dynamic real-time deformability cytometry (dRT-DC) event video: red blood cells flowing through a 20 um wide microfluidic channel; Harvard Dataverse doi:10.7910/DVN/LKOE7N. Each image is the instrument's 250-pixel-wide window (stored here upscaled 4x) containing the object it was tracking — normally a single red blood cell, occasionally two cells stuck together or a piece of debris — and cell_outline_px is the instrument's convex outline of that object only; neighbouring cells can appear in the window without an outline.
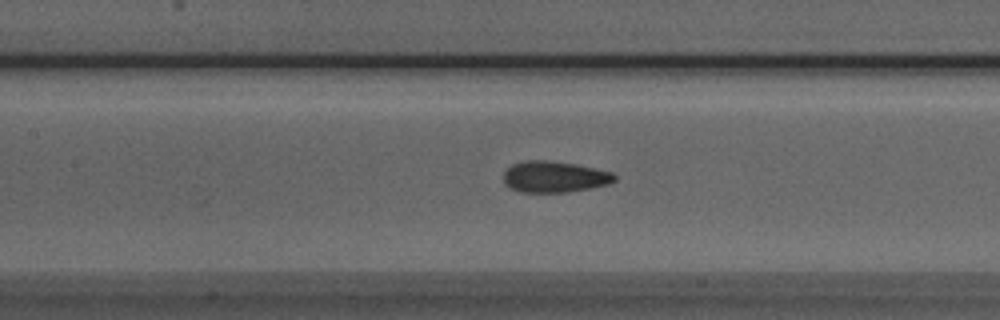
{"species": "Egyptian fruit bat (a non-hibernating species)", "species_latin": "Rousettus aegyptiacus", "temperature_condition": "room temperature", "stored_images_in_passage": 43, "camera_frame_rate_fps": 3000, "um_per_image_px": 0.085, "animal": {"sex": "male"}, "frame": {"image": 1, "passage_image": 16, "time_ms": 5.0, "image_size_px": [1000, 320], "cell_outline_px": [[616, 180], [608, 184], [568, 192], [520, 192], [508, 188], [504, 184], [504, 172], [512, 164], [524, 160], [548, 160], [576, 164], [612, 172], [616, 176]], "centroid_in_image_um": [47.09, 15.02], "position_along_channel_um": 160.3, "area_um2": 20.29}}
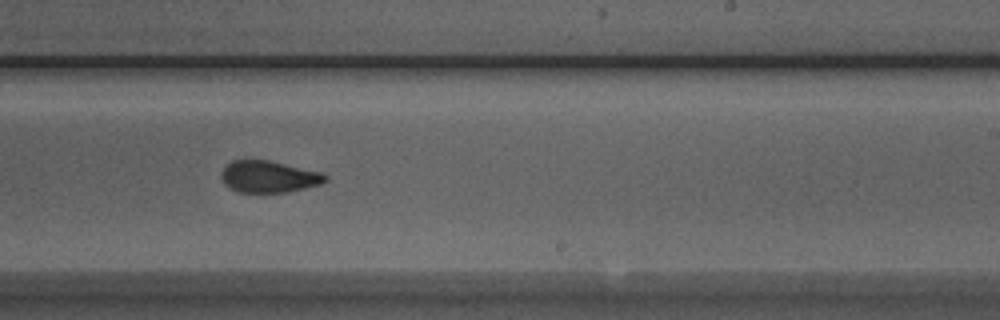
{"frame": {"image": 2, "passage_image": 24, "time_ms": 7.667, "image_size_px": [1000, 320], "cell_outline_px": [[328, 180], [320, 184], [288, 192], [236, 192], [228, 188], [224, 184], [220, 176], [224, 168], [232, 160], [268, 160], [324, 172], [328, 176]], "centroid_in_image_um": [22.86, 15.02], "position_along_channel_um": 266.1, "area_um2": 19.42}}
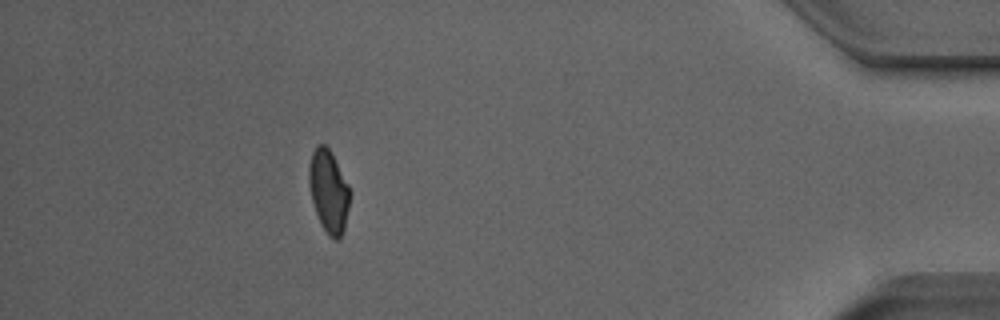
{"frame": {"image": 3, "passage_image": 39, "time_ms": 12.667, "image_size_px": [1000, 320], "cell_outline_px": [[352, 192], [344, 232], [340, 240], [336, 240], [328, 236], [320, 224], [312, 200], [308, 180], [308, 164], [312, 152], [316, 144], [324, 144], [332, 152]], "centroid_in_image_um": [27.95, 16.27], "position_along_channel_um": 407.2, "area_um2": 20.23}, "authors_computed_cell_mechanics": {"area_um2": 20.0566, "velocity_mm_per_s": 3.9908, "shape_relaxation_time_tau1_ms": 9.9505, "shape_relaxation_time_tau2_ms": 1.2431, "deformation_change_tau1": 0.2233, "deformation_change_tau2": 0.0585}}